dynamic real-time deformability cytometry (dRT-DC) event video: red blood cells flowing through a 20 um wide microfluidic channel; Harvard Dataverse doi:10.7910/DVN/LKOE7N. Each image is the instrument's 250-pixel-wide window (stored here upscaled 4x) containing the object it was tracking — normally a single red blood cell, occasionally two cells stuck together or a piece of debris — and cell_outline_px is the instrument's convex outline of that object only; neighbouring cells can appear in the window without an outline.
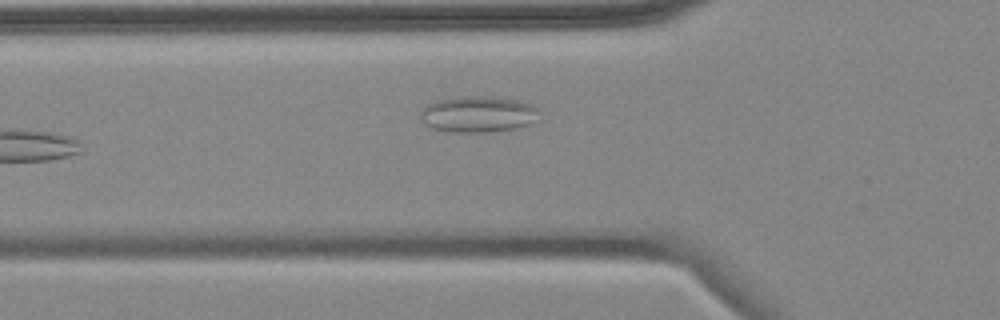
{"species": "common noctule bat (a hibernating species)", "species_latin": "Nyctalus noctula", "temperature_condition": "cold", "stored_images_in_passage": 6, "camera_frame_rate_fps": 3000, "um_per_image_px": 0.085, "animal": {"sex": "female", "body_mass_g": 18.4}, "frame": {"image": 1, "passage_image": 6, "time_ms": 6.0, "image_size_px": [1000, 320], "cell_outline_px": [[544, 108], [536, 124], [516, 128], [488, 132], [452, 132], [432, 128], [424, 124], [420, 120], [424, 108], [428, 104], [436, 100], [468, 96], [488, 96], [520, 100]], "centroid_in_image_um": [40.78, 9.71], "position_along_channel_um": 85.0, "area_um2": 25.66}}